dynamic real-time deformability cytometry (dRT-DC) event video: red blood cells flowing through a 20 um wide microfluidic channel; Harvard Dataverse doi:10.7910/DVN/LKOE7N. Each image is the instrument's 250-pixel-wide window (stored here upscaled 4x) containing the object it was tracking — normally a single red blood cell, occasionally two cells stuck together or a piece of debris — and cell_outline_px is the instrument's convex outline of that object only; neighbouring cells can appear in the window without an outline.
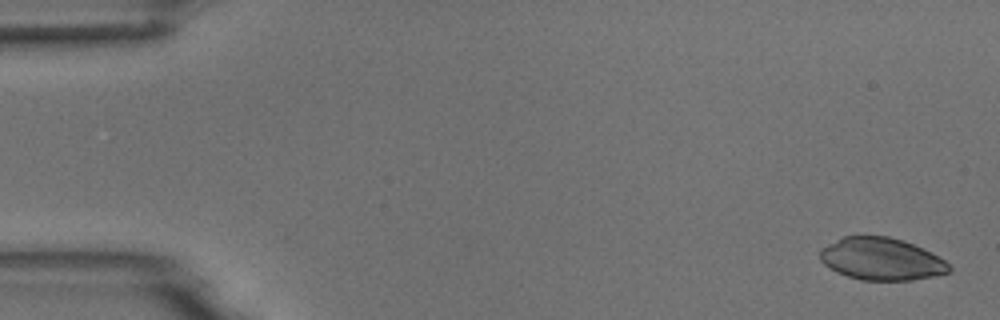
{"species": "common noctule bat (a hibernating species)", "species_latin": "Nyctalus noctula", "temperature_condition": "room temperature", "stored_images_in_passage": 5, "camera_frame_rate_fps": 3000, "um_per_image_px": 0.085, "animal": {"sex": "male", "body_mass_g": 18.8}, "frame": {"image": 1, "passage_image": 1, "time_ms": 0.0, "image_size_px": [1000, 320], "cell_outline_px": [[952, 272], [912, 280], [860, 280], [836, 272], [824, 264], [820, 260], [820, 248], [844, 236], [888, 236], [904, 240], [932, 252], [944, 260], [952, 268]], "centroid_in_image_um": [74.93, 22.01], "position_along_channel_um": 10.1, "area_um2": 31.91}}